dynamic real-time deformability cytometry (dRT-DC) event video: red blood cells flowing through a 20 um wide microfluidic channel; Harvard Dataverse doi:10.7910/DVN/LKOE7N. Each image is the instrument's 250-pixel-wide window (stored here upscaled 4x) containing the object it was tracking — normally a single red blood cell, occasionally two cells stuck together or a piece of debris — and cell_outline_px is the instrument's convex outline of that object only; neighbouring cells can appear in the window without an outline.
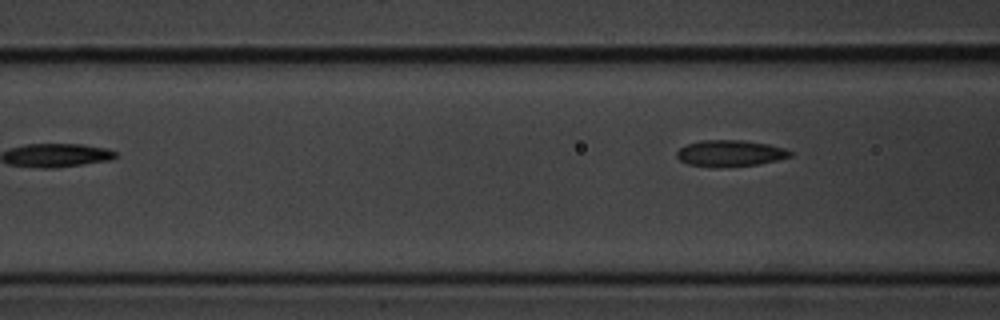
{"species": "common noctule bat (a hibernating species)", "species_latin": "Nyctalus noctula", "temperature_condition": "cold", "stored_images_in_passage": 5, "camera_frame_rate_fps": 3000, "um_per_image_px": 0.085, "animal": {"sex": "male", "body_mass_g": 20.1, "forearm_length_mm": 53.5}, "frame": {"image": 1, "passage_image": 5, "time_ms": 1.333, "image_size_px": [1000, 320], "cell_outline_px": [[792, 156], [760, 164], [720, 168], [712, 168], [688, 164], [680, 160], [676, 156], [676, 152], [684, 144], [700, 140], [740, 140], [768, 144], [784, 148], [792, 152]], "centroid_in_image_um": [62.01, 13.04], "position_along_channel_um": 104.6, "area_um2": 17.69}}